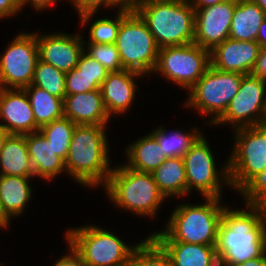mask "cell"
Returning a JSON list of instances; mask_svg holds the SVG:
<instances>
[{"label":"cell","mask_w":266,"mask_h":266,"mask_svg":"<svg viewBox=\"0 0 266 266\" xmlns=\"http://www.w3.org/2000/svg\"><path fill=\"white\" fill-rule=\"evenodd\" d=\"M102 190L115 208L128 211L139 218H157L159 208L167 201L152 173L131 169L121 162L119 165H113Z\"/></svg>","instance_id":"277c9868"},{"label":"cell","mask_w":266,"mask_h":266,"mask_svg":"<svg viewBox=\"0 0 266 266\" xmlns=\"http://www.w3.org/2000/svg\"><path fill=\"white\" fill-rule=\"evenodd\" d=\"M11 224V222L3 215L2 213V209L0 206V230H8L9 229V225Z\"/></svg>","instance_id":"f6af8a7d"},{"label":"cell","mask_w":266,"mask_h":266,"mask_svg":"<svg viewBox=\"0 0 266 266\" xmlns=\"http://www.w3.org/2000/svg\"><path fill=\"white\" fill-rule=\"evenodd\" d=\"M0 121L9 134L36 132L34 113L24 89L0 88Z\"/></svg>","instance_id":"e0dca14e"},{"label":"cell","mask_w":266,"mask_h":266,"mask_svg":"<svg viewBox=\"0 0 266 266\" xmlns=\"http://www.w3.org/2000/svg\"><path fill=\"white\" fill-rule=\"evenodd\" d=\"M265 17L264 11L250 0L237 2L231 21L229 38L256 41L259 27Z\"/></svg>","instance_id":"4316f807"},{"label":"cell","mask_w":266,"mask_h":266,"mask_svg":"<svg viewBox=\"0 0 266 266\" xmlns=\"http://www.w3.org/2000/svg\"><path fill=\"white\" fill-rule=\"evenodd\" d=\"M8 135L9 133L0 125V150L3 147L4 141Z\"/></svg>","instance_id":"7dc6e473"},{"label":"cell","mask_w":266,"mask_h":266,"mask_svg":"<svg viewBox=\"0 0 266 266\" xmlns=\"http://www.w3.org/2000/svg\"><path fill=\"white\" fill-rule=\"evenodd\" d=\"M225 1H234V2H239L241 0H225Z\"/></svg>","instance_id":"816d5d0a"},{"label":"cell","mask_w":266,"mask_h":266,"mask_svg":"<svg viewBox=\"0 0 266 266\" xmlns=\"http://www.w3.org/2000/svg\"><path fill=\"white\" fill-rule=\"evenodd\" d=\"M32 179L35 178L0 175V206L10 222L24 216L28 204L33 200Z\"/></svg>","instance_id":"44dd1931"},{"label":"cell","mask_w":266,"mask_h":266,"mask_svg":"<svg viewBox=\"0 0 266 266\" xmlns=\"http://www.w3.org/2000/svg\"><path fill=\"white\" fill-rule=\"evenodd\" d=\"M28 146V154L31 159L34 178L44 182L53 181L59 175L65 174V163L62 158L55 154L51 143L40 131L25 134Z\"/></svg>","instance_id":"ffe728a7"},{"label":"cell","mask_w":266,"mask_h":266,"mask_svg":"<svg viewBox=\"0 0 266 266\" xmlns=\"http://www.w3.org/2000/svg\"><path fill=\"white\" fill-rule=\"evenodd\" d=\"M34 32L20 31L0 54V88L23 89L31 84L39 59Z\"/></svg>","instance_id":"7c38bea8"},{"label":"cell","mask_w":266,"mask_h":266,"mask_svg":"<svg viewBox=\"0 0 266 266\" xmlns=\"http://www.w3.org/2000/svg\"><path fill=\"white\" fill-rule=\"evenodd\" d=\"M76 11L77 16L86 13H97L100 9L120 10L124 7L117 0H66Z\"/></svg>","instance_id":"d590c367"},{"label":"cell","mask_w":266,"mask_h":266,"mask_svg":"<svg viewBox=\"0 0 266 266\" xmlns=\"http://www.w3.org/2000/svg\"><path fill=\"white\" fill-rule=\"evenodd\" d=\"M107 130V126L76 125L72 135L64 161L66 175L88 190L102 188L113 169Z\"/></svg>","instance_id":"7a4b0ae2"},{"label":"cell","mask_w":266,"mask_h":266,"mask_svg":"<svg viewBox=\"0 0 266 266\" xmlns=\"http://www.w3.org/2000/svg\"><path fill=\"white\" fill-rule=\"evenodd\" d=\"M65 76L66 73L63 71L38 59L30 85L46 90L49 94L64 100L66 96Z\"/></svg>","instance_id":"1f68e13d"},{"label":"cell","mask_w":266,"mask_h":266,"mask_svg":"<svg viewBox=\"0 0 266 266\" xmlns=\"http://www.w3.org/2000/svg\"><path fill=\"white\" fill-rule=\"evenodd\" d=\"M193 8H204L215 5L225 0H189Z\"/></svg>","instance_id":"7bdbcfd3"},{"label":"cell","mask_w":266,"mask_h":266,"mask_svg":"<svg viewBox=\"0 0 266 266\" xmlns=\"http://www.w3.org/2000/svg\"><path fill=\"white\" fill-rule=\"evenodd\" d=\"M210 66V51L198 44L166 46L159 48L152 76L160 75L168 83L188 91Z\"/></svg>","instance_id":"8fae6325"},{"label":"cell","mask_w":266,"mask_h":266,"mask_svg":"<svg viewBox=\"0 0 266 266\" xmlns=\"http://www.w3.org/2000/svg\"><path fill=\"white\" fill-rule=\"evenodd\" d=\"M76 67L88 77H97V84L100 87L109 73L100 62L88 55L85 51L80 55Z\"/></svg>","instance_id":"8d00e7d4"},{"label":"cell","mask_w":266,"mask_h":266,"mask_svg":"<svg viewBox=\"0 0 266 266\" xmlns=\"http://www.w3.org/2000/svg\"><path fill=\"white\" fill-rule=\"evenodd\" d=\"M201 199L203 204L179 202L167 217L163 229H155L149 235L157 242L216 245L219 224L228 203H223V198Z\"/></svg>","instance_id":"3957f363"},{"label":"cell","mask_w":266,"mask_h":266,"mask_svg":"<svg viewBox=\"0 0 266 266\" xmlns=\"http://www.w3.org/2000/svg\"><path fill=\"white\" fill-rule=\"evenodd\" d=\"M115 15L113 17H101L96 18L94 21V16L96 13H86L78 17L79 26L88 28V36L89 38L84 40L83 35V43H98V44H115L116 38L118 36L120 23L123 20V9L117 10L114 12ZM93 20V22H92Z\"/></svg>","instance_id":"f1b7e54d"},{"label":"cell","mask_w":266,"mask_h":266,"mask_svg":"<svg viewBox=\"0 0 266 266\" xmlns=\"http://www.w3.org/2000/svg\"><path fill=\"white\" fill-rule=\"evenodd\" d=\"M23 89L27 93L34 113L36 132L42 126L64 116L62 98L49 94L46 90L33 85H29Z\"/></svg>","instance_id":"83f0119b"},{"label":"cell","mask_w":266,"mask_h":266,"mask_svg":"<svg viewBox=\"0 0 266 266\" xmlns=\"http://www.w3.org/2000/svg\"><path fill=\"white\" fill-rule=\"evenodd\" d=\"M67 254L65 253L61 257H57V260L53 266H85L81 256L73 249V247L66 242Z\"/></svg>","instance_id":"74e56055"},{"label":"cell","mask_w":266,"mask_h":266,"mask_svg":"<svg viewBox=\"0 0 266 266\" xmlns=\"http://www.w3.org/2000/svg\"><path fill=\"white\" fill-rule=\"evenodd\" d=\"M115 45L124 69L136 71L149 77L152 74L159 53L154 36L147 23L135 9L123 8Z\"/></svg>","instance_id":"ba28073f"},{"label":"cell","mask_w":266,"mask_h":266,"mask_svg":"<svg viewBox=\"0 0 266 266\" xmlns=\"http://www.w3.org/2000/svg\"><path fill=\"white\" fill-rule=\"evenodd\" d=\"M78 32L69 34L63 31H37L39 59L64 73L74 69L84 51L83 34L80 30Z\"/></svg>","instance_id":"5bb4252c"},{"label":"cell","mask_w":266,"mask_h":266,"mask_svg":"<svg viewBox=\"0 0 266 266\" xmlns=\"http://www.w3.org/2000/svg\"><path fill=\"white\" fill-rule=\"evenodd\" d=\"M266 138V120L255 126Z\"/></svg>","instance_id":"c3c4849f"},{"label":"cell","mask_w":266,"mask_h":266,"mask_svg":"<svg viewBox=\"0 0 266 266\" xmlns=\"http://www.w3.org/2000/svg\"><path fill=\"white\" fill-rule=\"evenodd\" d=\"M134 9L147 23L159 48L194 42L195 9L189 0L138 2Z\"/></svg>","instance_id":"5b68a950"},{"label":"cell","mask_w":266,"mask_h":266,"mask_svg":"<svg viewBox=\"0 0 266 266\" xmlns=\"http://www.w3.org/2000/svg\"><path fill=\"white\" fill-rule=\"evenodd\" d=\"M124 8L134 9L138 0H117Z\"/></svg>","instance_id":"bcb514c9"},{"label":"cell","mask_w":266,"mask_h":266,"mask_svg":"<svg viewBox=\"0 0 266 266\" xmlns=\"http://www.w3.org/2000/svg\"><path fill=\"white\" fill-rule=\"evenodd\" d=\"M64 235L85 266H129L132 253L141 242L125 243L115 231L90 223L70 227Z\"/></svg>","instance_id":"8992f818"},{"label":"cell","mask_w":266,"mask_h":266,"mask_svg":"<svg viewBox=\"0 0 266 266\" xmlns=\"http://www.w3.org/2000/svg\"><path fill=\"white\" fill-rule=\"evenodd\" d=\"M266 120V81L252 74L242 76L237 94L224 114L212 127L227 126L231 130L256 126Z\"/></svg>","instance_id":"4fadbf2b"},{"label":"cell","mask_w":266,"mask_h":266,"mask_svg":"<svg viewBox=\"0 0 266 266\" xmlns=\"http://www.w3.org/2000/svg\"><path fill=\"white\" fill-rule=\"evenodd\" d=\"M236 266H266V252L259 258L247 260Z\"/></svg>","instance_id":"ee69618b"},{"label":"cell","mask_w":266,"mask_h":266,"mask_svg":"<svg viewBox=\"0 0 266 266\" xmlns=\"http://www.w3.org/2000/svg\"><path fill=\"white\" fill-rule=\"evenodd\" d=\"M21 12L17 0H0V21L9 20Z\"/></svg>","instance_id":"ab89813d"},{"label":"cell","mask_w":266,"mask_h":266,"mask_svg":"<svg viewBox=\"0 0 266 266\" xmlns=\"http://www.w3.org/2000/svg\"><path fill=\"white\" fill-rule=\"evenodd\" d=\"M232 136L228 174L232 191L239 193L266 169V138L255 126L234 129Z\"/></svg>","instance_id":"30bf717a"},{"label":"cell","mask_w":266,"mask_h":266,"mask_svg":"<svg viewBox=\"0 0 266 266\" xmlns=\"http://www.w3.org/2000/svg\"><path fill=\"white\" fill-rule=\"evenodd\" d=\"M147 1H154V0H138V2H147Z\"/></svg>","instance_id":"f907efd6"},{"label":"cell","mask_w":266,"mask_h":266,"mask_svg":"<svg viewBox=\"0 0 266 266\" xmlns=\"http://www.w3.org/2000/svg\"><path fill=\"white\" fill-rule=\"evenodd\" d=\"M75 127V123L63 116L42 126L39 131L51 143L55 154L65 161Z\"/></svg>","instance_id":"4dcf8cb0"},{"label":"cell","mask_w":266,"mask_h":266,"mask_svg":"<svg viewBox=\"0 0 266 266\" xmlns=\"http://www.w3.org/2000/svg\"><path fill=\"white\" fill-rule=\"evenodd\" d=\"M260 48L256 41L228 38L210 51V66L224 72L251 74Z\"/></svg>","instance_id":"ac0fdd59"},{"label":"cell","mask_w":266,"mask_h":266,"mask_svg":"<svg viewBox=\"0 0 266 266\" xmlns=\"http://www.w3.org/2000/svg\"><path fill=\"white\" fill-rule=\"evenodd\" d=\"M244 205L224 208L215 246L219 266H236L266 252V206Z\"/></svg>","instance_id":"6da1fadb"},{"label":"cell","mask_w":266,"mask_h":266,"mask_svg":"<svg viewBox=\"0 0 266 266\" xmlns=\"http://www.w3.org/2000/svg\"><path fill=\"white\" fill-rule=\"evenodd\" d=\"M251 74L266 81V47L260 48L259 56Z\"/></svg>","instance_id":"60d3db41"},{"label":"cell","mask_w":266,"mask_h":266,"mask_svg":"<svg viewBox=\"0 0 266 266\" xmlns=\"http://www.w3.org/2000/svg\"><path fill=\"white\" fill-rule=\"evenodd\" d=\"M238 194L244 204L266 206V169L256 175Z\"/></svg>","instance_id":"e575fe53"},{"label":"cell","mask_w":266,"mask_h":266,"mask_svg":"<svg viewBox=\"0 0 266 266\" xmlns=\"http://www.w3.org/2000/svg\"><path fill=\"white\" fill-rule=\"evenodd\" d=\"M145 77L136 71L123 69L109 72L100 90L105 110L110 118L129 113L140 88L137 81Z\"/></svg>","instance_id":"2e32d148"},{"label":"cell","mask_w":266,"mask_h":266,"mask_svg":"<svg viewBox=\"0 0 266 266\" xmlns=\"http://www.w3.org/2000/svg\"><path fill=\"white\" fill-rule=\"evenodd\" d=\"M100 89L97 84V77H88L83 74L77 67L66 73L65 91L66 95L86 93Z\"/></svg>","instance_id":"836d02e7"},{"label":"cell","mask_w":266,"mask_h":266,"mask_svg":"<svg viewBox=\"0 0 266 266\" xmlns=\"http://www.w3.org/2000/svg\"><path fill=\"white\" fill-rule=\"evenodd\" d=\"M84 51L100 62L108 72L124 69L115 44L84 43Z\"/></svg>","instance_id":"d6a6232c"},{"label":"cell","mask_w":266,"mask_h":266,"mask_svg":"<svg viewBox=\"0 0 266 266\" xmlns=\"http://www.w3.org/2000/svg\"><path fill=\"white\" fill-rule=\"evenodd\" d=\"M124 152L126 160L122 163L125 166L147 173H152L168 158L151 133L129 143Z\"/></svg>","instance_id":"7402d4cb"},{"label":"cell","mask_w":266,"mask_h":266,"mask_svg":"<svg viewBox=\"0 0 266 266\" xmlns=\"http://www.w3.org/2000/svg\"><path fill=\"white\" fill-rule=\"evenodd\" d=\"M64 116L76 125L108 126L114 118L107 114L101 90L66 95L63 100Z\"/></svg>","instance_id":"d6986e66"},{"label":"cell","mask_w":266,"mask_h":266,"mask_svg":"<svg viewBox=\"0 0 266 266\" xmlns=\"http://www.w3.org/2000/svg\"><path fill=\"white\" fill-rule=\"evenodd\" d=\"M250 1L257 4L266 14V0H250Z\"/></svg>","instance_id":"681fc988"},{"label":"cell","mask_w":266,"mask_h":266,"mask_svg":"<svg viewBox=\"0 0 266 266\" xmlns=\"http://www.w3.org/2000/svg\"><path fill=\"white\" fill-rule=\"evenodd\" d=\"M256 42L260 45V47H266V17L259 27Z\"/></svg>","instance_id":"b9f144b4"},{"label":"cell","mask_w":266,"mask_h":266,"mask_svg":"<svg viewBox=\"0 0 266 266\" xmlns=\"http://www.w3.org/2000/svg\"><path fill=\"white\" fill-rule=\"evenodd\" d=\"M171 257L174 266H219L216 245L182 242H158Z\"/></svg>","instance_id":"cb8c5ba5"},{"label":"cell","mask_w":266,"mask_h":266,"mask_svg":"<svg viewBox=\"0 0 266 266\" xmlns=\"http://www.w3.org/2000/svg\"><path fill=\"white\" fill-rule=\"evenodd\" d=\"M0 175L34 178L25 135L9 134L0 150Z\"/></svg>","instance_id":"603a6c76"},{"label":"cell","mask_w":266,"mask_h":266,"mask_svg":"<svg viewBox=\"0 0 266 266\" xmlns=\"http://www.w3.org/2000/svg\"><path fill=\"white\" fill-rule=\"evenodd\" d=\"M236 4L234 1H223L204 8H194V43L211 51L228 39Z\"/></svg>","instance_id":"9a60e30c"},{"label":"cell","mask_w":266,"mask_h":266,"mask_svg":"<svg viewBox=\"0 0 266 266\" xmlns=\"http://www.w3.org/2000/svg\"><path fill=\"white\" fill-rule=\"evenodd\" d=\"M208 139L203 135L183 157L187 197L196 191L201 197L223 198L224 188L228 187L231 190L228 158L219 167Z\"/></svg>","instance_id":"9c48e42d"},{"label":"cell","mask_w":266,"mask_h":266,"mask_svg":"<svg viewBox=\"0 0 266 266\" xmlns=\"http://www.w3.org/2000/svg\"><path fill=\"white\" fill-rule=\"evenodd\" d=\"M166 127L165 125H159L154 130H150V133L156 138L168 158H183L204 135L202 129L196 126L185 130L178 128L169 130Z\"/></svg>","instance_id":"484cf974"},{"label":"cell","mask_w":266,"mask_h":266,"mask_svg":"<svg viewBox=\"0 0 266 266\" xmlns=\"http://www.w3.org/2000/svg\"><path fill=\"white\" fill-rule=\"evenodd\" d=\"M243 74L224 72L209 66L203 76L186 92L183 106L205 117V125H213L237 94ZM188 107V108H187Z\"/></svg>","instance_id":"52a82bcc"},{"label":"cell","mask_w":266,"mask_h":266,"mask_svg":"<svg viewBox=\"0 0 266 266\" xmlns=\"http://www.w3.org/2000/svg\"><path fill=\"white\" fill-rule=\"evenodd\" d=\"M152 175L166 199L187 198V180L183 158H167L152 172Z\"/></svg>","instance_id":"d4e9b609"},{"label":"cell","mask_w":266,"mask_h":266,"mask_svg":"<svg viewBox=\"0 0 266 266\" xmlns=\"http://www.w3.org/2000/svg\"><path fill=\"white\" fill-rule=\"evenodd\" d=\"M129 266H174V264L164 248L148 234L134 249Z\"/></svg>","instance_id":"f546056e"},{"label":"cell","mask_w":266,"mask_h":266,"mask_svg":"<svg viewBox=\"0 0 266 266\" xmlns=\"http://www.w3.org/2000/svg\"><path fill=\"white\" fill-rule=\"evenodd\" d=\"M19 8L22 12L24 10L23 8H28V6L33 8V11H37V13L45 12V10L50 7L56 6L59 2H62V0H17ZM66 2V0H65Z\"/></svg>","instance_id":"f35d334b"}]
</instances>
